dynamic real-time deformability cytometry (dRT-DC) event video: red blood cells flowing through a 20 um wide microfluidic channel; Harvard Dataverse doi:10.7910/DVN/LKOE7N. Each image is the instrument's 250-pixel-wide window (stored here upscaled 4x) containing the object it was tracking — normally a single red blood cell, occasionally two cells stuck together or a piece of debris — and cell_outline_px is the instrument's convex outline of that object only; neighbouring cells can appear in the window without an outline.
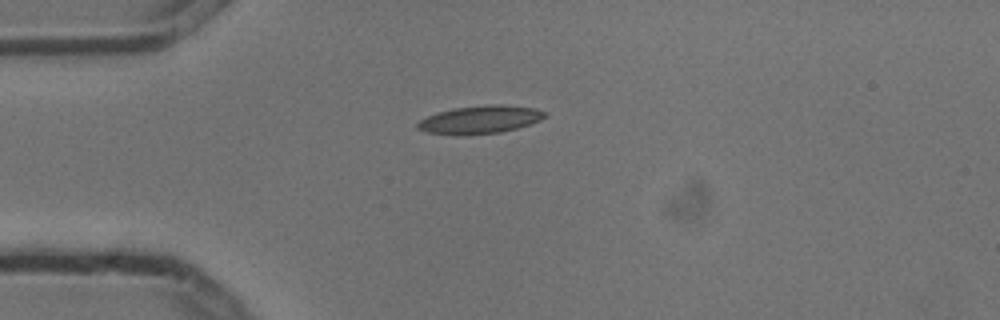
{"species": "common noctule bat (a hibernating species)", "species_latin": "Nyctalus noctula", "temperature_condition": "cold", "stored_images_in_passage": 6, "camera_frame_rate_fps": 3000, "um_per_image_px": 0.085, "animal": {"sex": "male", "body_mass_g": 13.3}, "frame": {"image": 1, "passage_image": 1, "time_ms": 0.0, "image_size_px": [1000, 320], "cell_outline_px": [[548, 116], [532, 124], [500, 132], [428, 132], [416, 128], [416, 124], [420, 120], [428, 116], [452, 108], [488, 104], [500, 104], [536, 108], [548, 112]], "centroid_in_image_um": [40.93, 10.1], "position_along_channel_um": 44.1, "area_um2": 19.94}}
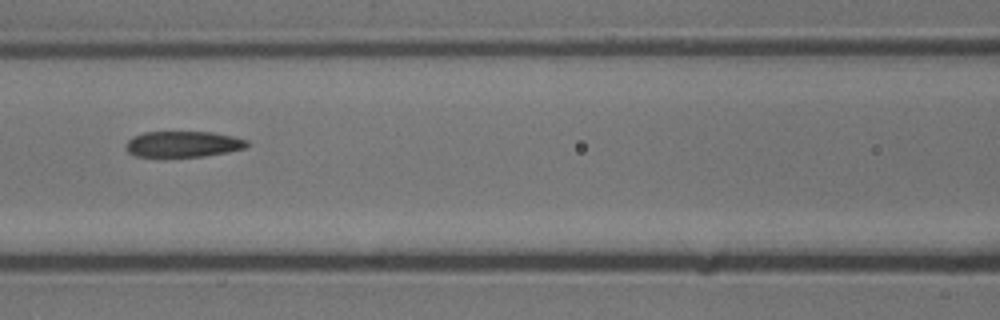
{"frame": {"image": 2, "passage_image": 4, "time_ms": 1.0, "image_size_px": [1000, 320], "cell_outline_px": [[248, 144], [244, 148], [228, 152], [204, 156], [164, 160], [136, 156], [128, 152], [124, 148], [124, 144], [132, 136], [144, 132], [212, 132], [232, 136], [248, 140]], "centroid_in_image_um": [15.46, 12.3], "position_along_channel_um": 151.1, "area_um2": 19.25}}
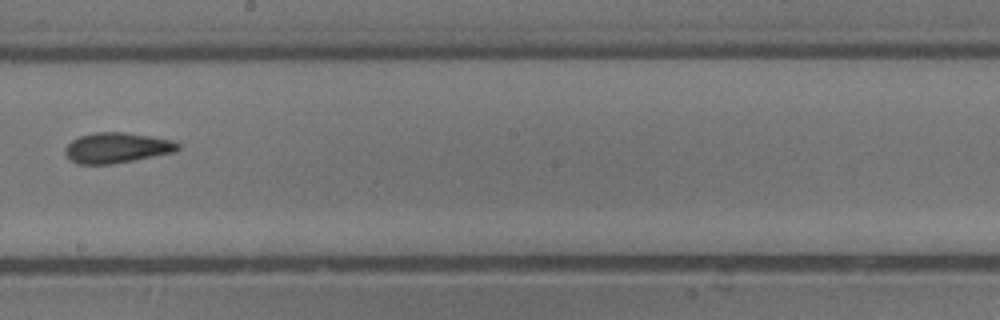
{"frame": {"image": 3, "passage_image": 6, "time_ms": 1.667, "image_size_px": [1000, 320], "cell_outline_px": [[180, 148], [176, 152], [112, 164], [76, 164], [64, 152], [64, 148], [72, 140], [80, 136], [96, 132], [124, 132], [176, 140], [180, 144]], "centroid_in_image_um": [9.97, 12.56], "position_along_channel_um": 238.2, "area_um2": 20.06}}